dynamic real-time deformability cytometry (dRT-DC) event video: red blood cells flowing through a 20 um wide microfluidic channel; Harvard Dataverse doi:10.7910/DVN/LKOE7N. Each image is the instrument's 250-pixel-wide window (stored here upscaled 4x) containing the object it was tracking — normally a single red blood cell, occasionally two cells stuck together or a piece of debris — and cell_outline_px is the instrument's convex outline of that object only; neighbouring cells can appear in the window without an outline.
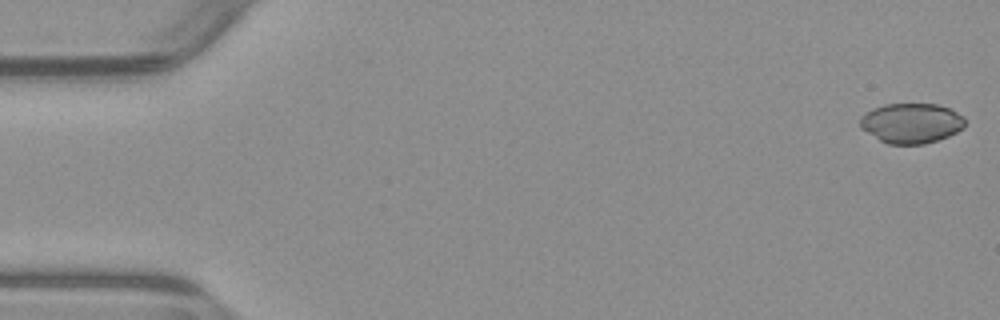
{"species": "common noctule bat (a hibernating species)", "species_latin": "Nyctalus noctula", "temperature_condition": "warm", "stored_images_in_passage": 53, "camera_frame_rate_fps": 3000, "um_per_image_px": 0.085, "animal": {"sex": "male", "body_mass_g": 23.1, "forearm_length_mm": 52.7}, "frame": {"image": 1, "passage_image": 1, "time_ms": 0.0, "image_size_px": [1000, 320], "cell_outline_px": [[964, 128], [948, 136], [924, 144], [888, 144], [880, 140], [860, 128], [860, 116], [872, 108], [884, 104], [936, 104], [948, 108], [964, 116]], "centroid_in_image_um": [77.44, 10.46], "position_along_channel_um": 7.6, "area_um2": 24.45}}
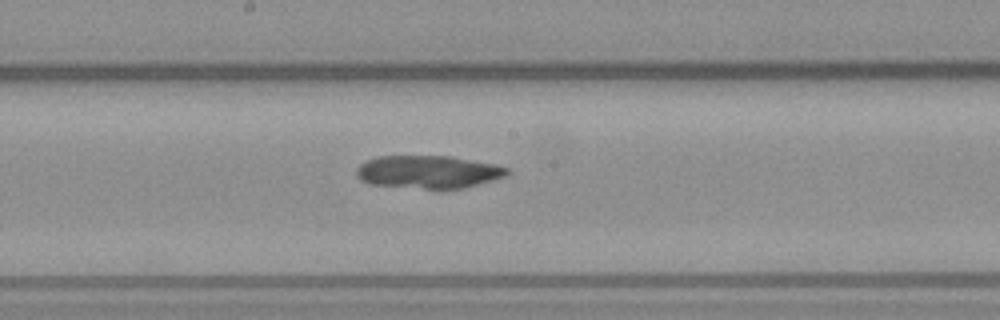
{"frame": {"image": 2, "passage_image": 28, "time_ms": 9.0, "image_size_px": [1000, 320], "cell_outline_px": [[512, 172], [504, 176], [492, 180], [464, 188], [424, 188], [372, 184], [360, 180], [356, 176], [356, 168], [364, 160], [376, 156], [452, 156], [496, 164], [508, 168]], "centroid_in_image_um": [36.39, 14.59], "position_along_channel_um": 211.8, "area_um2": 28.84}}
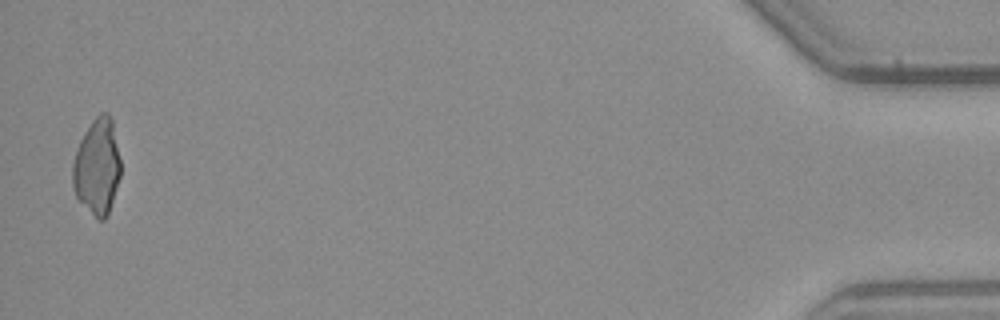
{"frame": {"image": 3, "passage_image": 52, "time_ms": 17.0, "image_size_px": [1000, 320], "cell_outline_px": [[120, 176], [108, 216], [104, 220], [100, 220], [76, 196], [72, 184], [72, 164], [80, 140], [84, 132], [92, 120], [100, 112], [108, 112], [112, 120], [120, 160]], "centroid_in_image_um": [8.26, 14.14], "position_along_channel_um": 426.9, "area_um2": 26.59}, "authors_computed_cell_mechanics": {"area_um2": 28.8422, "velocity_mm_per_s": 3.9121, "shape_relaxation_time_tau1_ms": null, "shape_relaxation_time_tau2_ms": 7.1158, "deformation_change_tau1": null, "deformation_change_tau2": 0.0899}}